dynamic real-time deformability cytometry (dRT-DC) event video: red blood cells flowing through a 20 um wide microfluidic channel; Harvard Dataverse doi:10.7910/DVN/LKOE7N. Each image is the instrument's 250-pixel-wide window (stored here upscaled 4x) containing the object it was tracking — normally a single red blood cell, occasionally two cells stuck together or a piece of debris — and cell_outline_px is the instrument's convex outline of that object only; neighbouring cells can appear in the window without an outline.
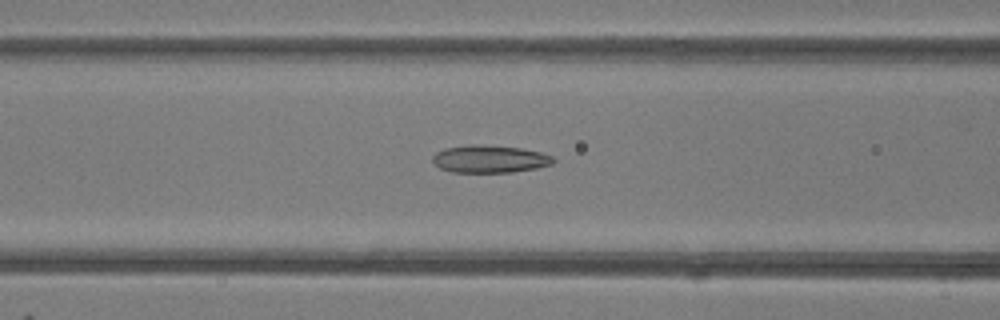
{"species": "common noctule bat (a hibernating species)", "species_latin": "Nyctalus noctula", "temperature_condition": "room temperature", "stored_images_in_passage": 43, "camera_frame_rate_fps": 3000, "um_per_image_px": 0.085, "animal": {"sex": "female"}, "frame": {"image": 1, "passage_image": 14, "time_ms": 4.333, "image_size_px": [1000, 320], "cell_outline_px": [[556, 160], [552, 164], [536, 168], [512, 172], [452, 172], [440, 168], [432, 164], [432, 156], [436, 152], [444, 148], [468, 144], [484, 144], [520, 148], [540, 152], [552, 156]], "centroid_in_image_um": [41.58, 13.5], "position_along_channel_um": 125.0, "area_um2": 19.59}}
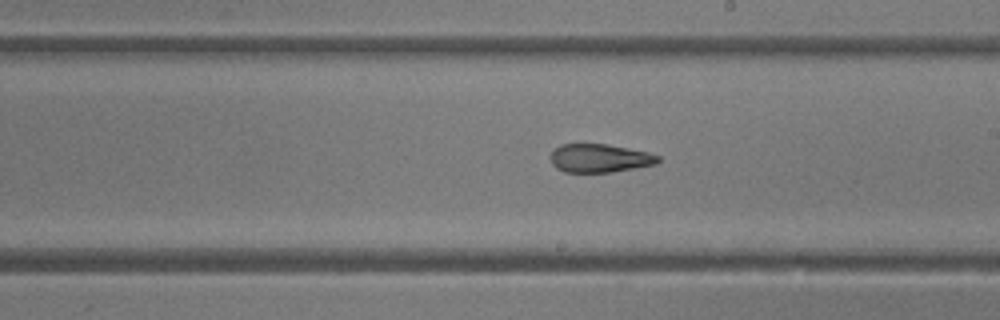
{"frame": {"image": 2, "passage_image": 22, "time_ms": 7.0, "image_size_px": [1000, 320], "cell_outline_px": [[660, 160], [656, 164], [612, 172], [564, 172], [556, 168], [552, 164], [552, 152], [560, 144], [608, 144], [648, 152], [660, 156]], "centroid_in_image_um": [50.99, 13.44], "position_along_channel_um": 238.0, "area_um2": 17.74}}
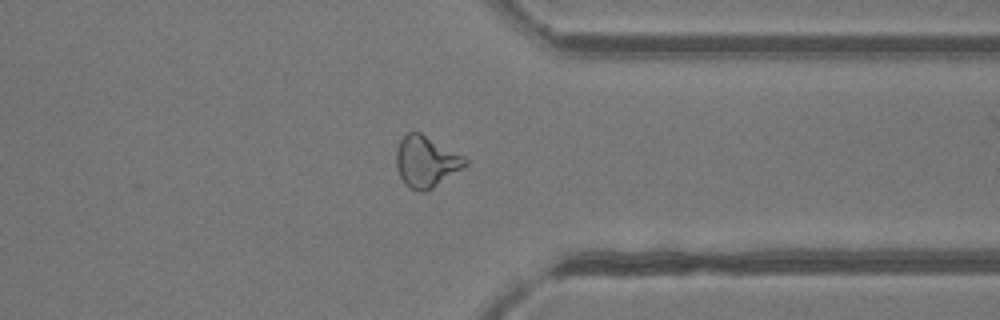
{"frame": {"image": 3, "passage_image": 32, "time_ms": 10.333, "image_size_px": [1000, 320], "cell_outline_px": [[468, 164], [464, 168], [428, 192], [416, 192], [404, 184], [396, 168], [396, 148], [400, 140], [408, 132], [420, 132], [464, 156], [468, 160]], "centroid_in_image_um": [36.22, 13.77], "position_along_channel_um": 375.2, "area_um2": 20.92}, "authors_computed_cell_mechanics": {"area_um2": 20.4034, "velocity_mm_per_s": 4.2388, "shape_relaxation_time_tau1_ms": null, "shape_relaxation_time_tau2_ms": 1.6599, "deformation_change_tau1": null, "deformation_change_tau2": 0.106}}